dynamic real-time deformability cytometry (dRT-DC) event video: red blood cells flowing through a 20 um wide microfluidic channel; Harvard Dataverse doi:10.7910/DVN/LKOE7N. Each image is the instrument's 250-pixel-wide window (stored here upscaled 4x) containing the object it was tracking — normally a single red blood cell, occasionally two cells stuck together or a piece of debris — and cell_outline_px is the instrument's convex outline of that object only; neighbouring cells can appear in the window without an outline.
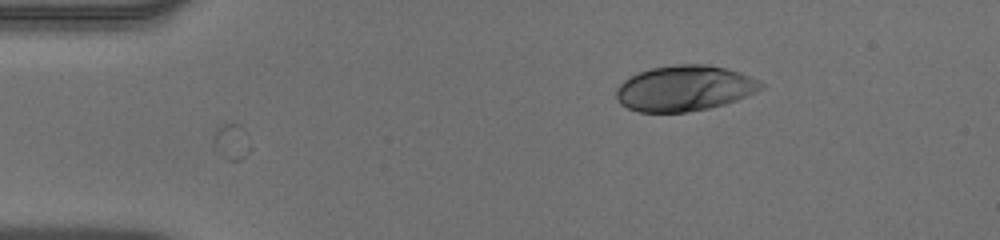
{"species": "human", "species_latin": "Homo sapiens", "temperature_condition": "warm", "stored_images_in_passage": 10, "camera_frame_rate_fps": 3000, "um_per_image_px": 0.085, "donor": {"sex": "male"}, "frame": {"image": 1, "passage_image": 10, "time_ms": 3.0, "image_size_px": [1000, 240], "cell_outline_px": [[764, 88], [756, 92], [736, 100], [724, 104], [708, 108], [688, 112], [636, 112], [620, 104], [616, 100], [616, 88], [624, 80], [640, 72], [652, 68], [672, 64], [708, 64], [740, 72], [764, 84]], "centroid_in_image_um": [58.16, 7.51], "position_along_channel_um": 26.8, "area_um2": 38.44}}